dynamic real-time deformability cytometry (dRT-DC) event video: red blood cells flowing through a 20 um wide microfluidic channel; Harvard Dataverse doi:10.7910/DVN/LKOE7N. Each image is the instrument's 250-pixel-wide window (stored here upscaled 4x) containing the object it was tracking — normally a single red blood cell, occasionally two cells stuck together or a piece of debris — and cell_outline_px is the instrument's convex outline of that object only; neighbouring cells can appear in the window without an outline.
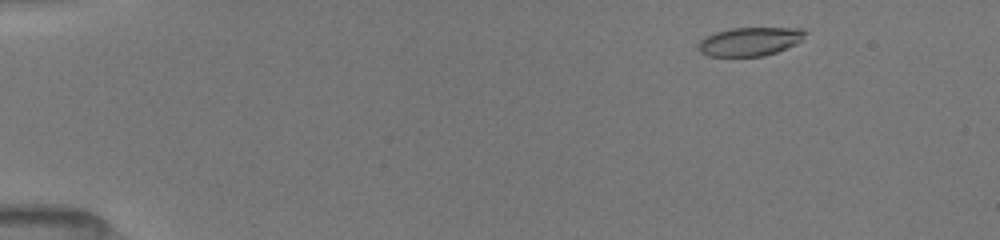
{"species": "common noctule bat (a hibernating species)", "species_latin": "Nyctalus noctula", "temperature_condition": "room temperature", "stored_images_in_passage": 13, "camera_frame_rate_fps": 3000, "um_per_image_px": 0.085, "animal": {"sex": "female", "body_mass_g": 19.5, "forearm_length_mm": 54.1}, "frame": {"image": 1, "passage_image": 6, "time_ms": 1.0, "image_size_px": [1000, 240], "cell_outline_px": [[808, 32], [800, 40], [776, 52], [764, 56], [708, 56], [700, 52], [696, 44], [700, 40], [716, 32], [732, 28], [800, 28]], "centroid_in_image_um": [63.69, 3.53], "position_along_channel_um": 21.3, "area_um2": 17.57}}